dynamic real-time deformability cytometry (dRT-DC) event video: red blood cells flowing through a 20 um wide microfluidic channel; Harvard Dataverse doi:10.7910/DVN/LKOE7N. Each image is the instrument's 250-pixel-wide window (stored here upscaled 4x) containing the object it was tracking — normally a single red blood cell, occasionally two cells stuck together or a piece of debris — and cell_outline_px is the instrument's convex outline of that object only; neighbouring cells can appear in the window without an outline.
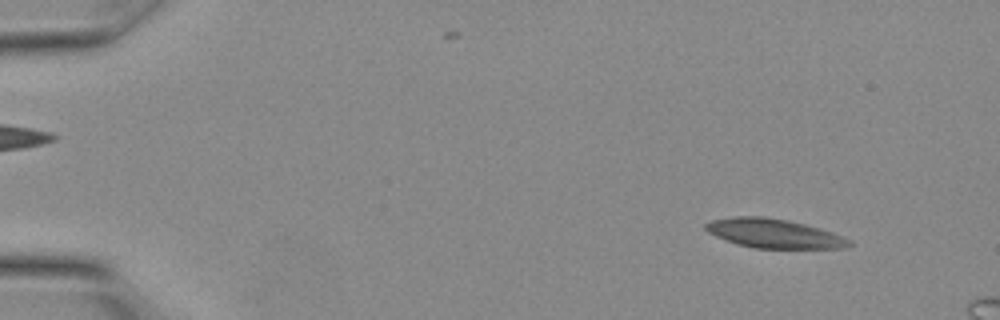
{"species": "Egyptian fruit bat (a non-hibernating species)", "species_latin": "Rousettus aegyptiacus", "temperature_condition": "warm", "stored_images_in_passage": 8, "camera_frame_rate_fps": 3000, "um_per_image_px": 0.085, "animal": {"sex": "female"}, "frame": {"image": 1, "passage_image": 2, "time_ms": 0.333, "image_size_px": [1000, 320], "cell_outline_px": [[852, 244], [848, 248], [752, 248], [736, 244], [724, 240], [708, 232], [704, 228], [704, 224], [712, 220], [732, 216], [764, 216], [788, 220], [820, 228], [832, 232], [852, 240]], "centroid_in_image_um": [65.77, 19.84], "position_along_channel_um": 19.2, "area_um2": 24.57}}